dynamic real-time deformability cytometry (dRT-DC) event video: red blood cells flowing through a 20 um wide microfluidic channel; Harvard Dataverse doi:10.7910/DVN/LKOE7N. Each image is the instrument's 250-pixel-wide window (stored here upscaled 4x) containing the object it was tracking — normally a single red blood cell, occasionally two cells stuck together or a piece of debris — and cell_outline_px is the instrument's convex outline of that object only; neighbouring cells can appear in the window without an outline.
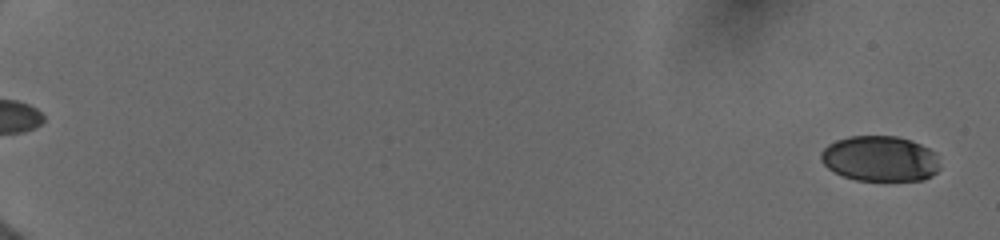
{"species": "human", "species_latin": "Homo sapiens", "temperature_condition": "cold", "stored_images_in_passage": 19, "camera_frame_rate_fps": 3000, "um_per_image_px": 0.085, "donor": {"sex": "female"}, "frame": {"image": 1, "passage_image": 2, "time_ms": 0.667, "image_size_px": [1000, 240], "cell_outline_px": [[940, 168], [932, 176], [924, 180], [856, 180], [844, 176], [828, 168], [820, 160], [820, 152], [828, 144], [836, 140], [848, 136], [896, 136], [912, 140], [936, 152]], "centroid_in_image_um": [74.81, 13.48], "position_along_channel_um": 10.2, "area_um2": 31.67}}
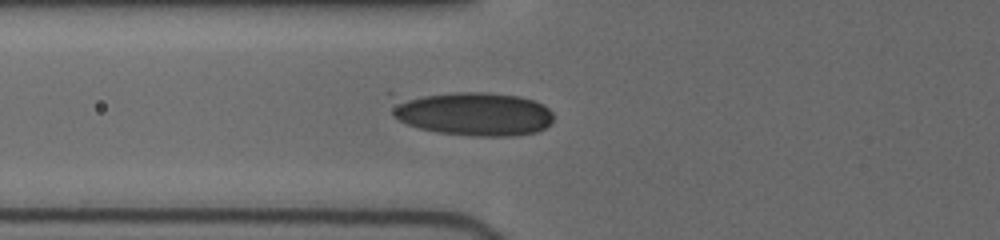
{"frame": {"image": 2, "passage_image": 12, "time_ms": 8.0, "image_size_px": [1000, 240], "cell_outline_px": [[552, 120], [544, 128], [536, 132], [516, 136], [472, 136], [436, 132], [420, 128], [408, 124], [392, 116], [392, 112], [396, 100], [424, 96], [456, 92], [492, 92], [516, 96], [532, 100], [548, 108], [552, 112]], "centroid_in_image_um": [40.28, 9.69], "position_along_channel_um": 85.5, "area_um2": 40.58}}
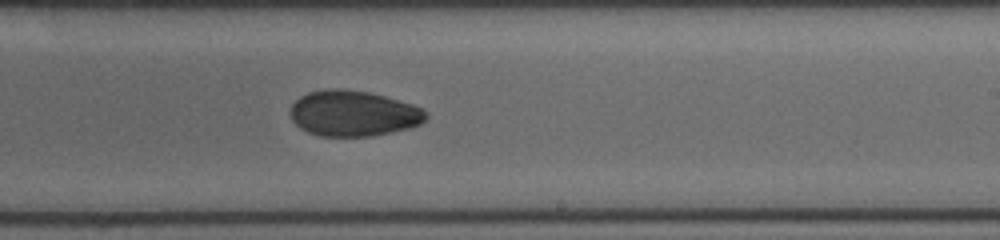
{"frame": {"image": 3, "passage_image": 19, "time_ms": 12.333, "image_size_px": [1000, 240], "cell_outline_px": [[428, 116], [420, 124], [412, 128], [372, 136], [320, 136], [308, 132], [300, 128], [292, 120], [292, 104], [300, 96], [308, 92], [328, 88], [344, 88], [368, 92], [384, 96], [412, 104], [428, 112]], "centroid_in_image_um": [30.05, 9.64], "position_along_channel_um": 259.0, "area_um2": 36.18}}